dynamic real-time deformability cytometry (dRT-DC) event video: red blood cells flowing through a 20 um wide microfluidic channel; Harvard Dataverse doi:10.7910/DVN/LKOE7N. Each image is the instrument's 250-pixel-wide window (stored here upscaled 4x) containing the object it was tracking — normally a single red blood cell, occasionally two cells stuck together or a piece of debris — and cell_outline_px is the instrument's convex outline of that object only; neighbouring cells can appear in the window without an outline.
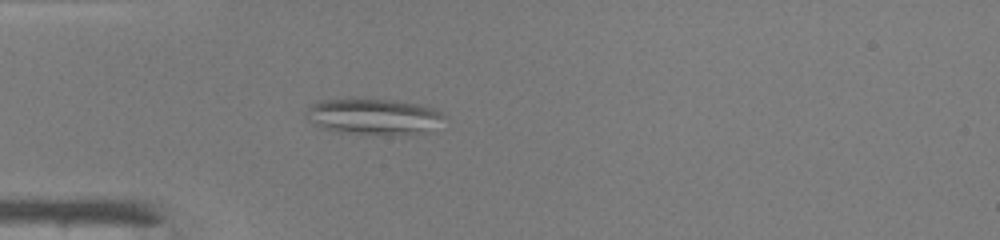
{"species": "common noctule bat (a hibernating species)", "species_latin": "Nyctalus noctula", "temperature_condition": "warm", "stored_images_in_passage": 48, "camera_frame_rate_fps": 3000, "um_per_image_px": 0.085, "animal": {"sex": "male", "body_mass_g": 19.0, "forearm_length_mm": 50.8}, "frame": {"image": 1, "passage_image": 14, "time_ms": 4.333, "image_size_px": [1000, 240], "cell_outline_px": [[444, 116], [424, 132], [404, 136], [392, 136], [336, 132], [320, 128], [308, 120], [304, 116], [304, 112], [316, 100], [392, 100], [416, 104], [432, 108], [440, 112]], "centroid_in_image_um": [31.64, 9.94], "position_along_channel_um": 53.4, "area_um2": 28.78}}
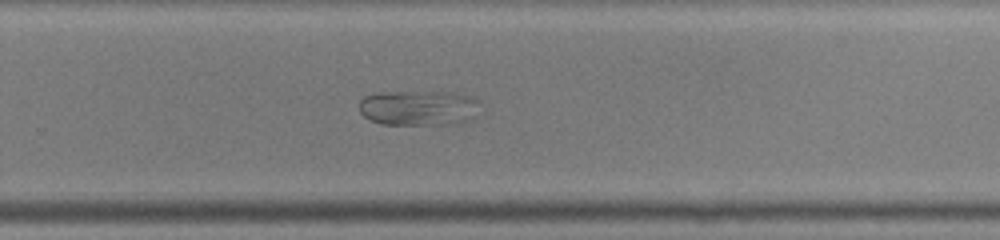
{"frame": {"image": 2, "passage_image": 32, "time_ms": 10.333, "image_size_px": [1000, 240], "cell_outline_px": [[480, 100], [472, 116], [468, 120], [448, 124], [380, 124], [368, 120], [360, 112], [360, 100], [364, 96], [380, 92], [452, 92], [468, 96]], "centroid_in_image_um": [35.51, 9.16], "position_along_channel_um": 294.3, "area_um2": 24.57}}
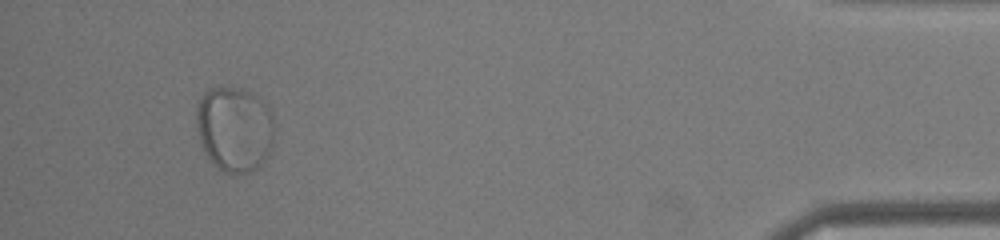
{"frame": {"image": 3, "passage_image": 45, "time_ms": 14.667, "image_size_px": [1000, 240], "cell_outline_px": [[276, 132], [268, 156], [252, 172], [224, 172], [204, 152], [200, 140], [196, 124], [196, 108], [204, 92], [208, 88], [236, 88], [248, 92], [264, 100], [268, 104], [272, 112]], "centroid_in_image_um": [19.97, 10.94], "position_along_channel_um": 415.2, "area_um2": 38.84}}